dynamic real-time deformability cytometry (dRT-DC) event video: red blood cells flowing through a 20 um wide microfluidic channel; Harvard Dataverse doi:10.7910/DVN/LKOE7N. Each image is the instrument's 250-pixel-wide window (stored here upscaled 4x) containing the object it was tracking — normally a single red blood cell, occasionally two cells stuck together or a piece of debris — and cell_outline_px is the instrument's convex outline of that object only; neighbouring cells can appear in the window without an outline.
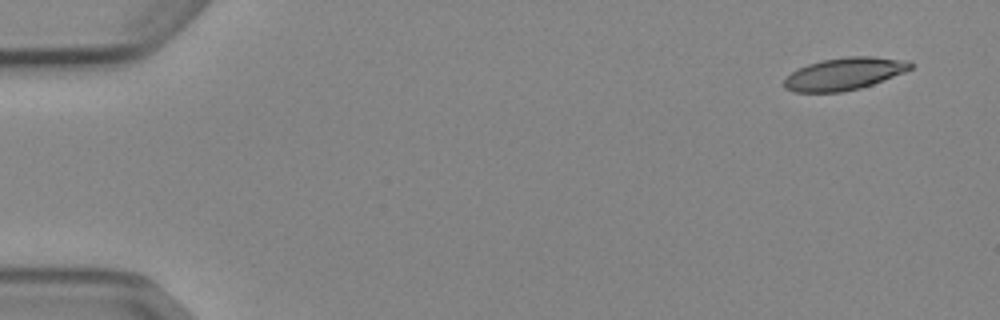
{"species": "Egyptian fruit bat (a non-hibernating species)", "species_latin": "Rousettus aegyptiacus", "temperature_condition": "cold", "stored_images_in_passage": 50, "camera_frame_rate_fps": 3000, "um_per_image_px": 0.085, "animal": {"sex": "female"}, "frame": {"image": 1, "passage_image": 1, "time_ms": 0.0, "image_size_px": [1000, 320], "cell_outline_px": [[916, 64], [912, 68], [904, 72], [872, 84], [860, 88], [840, 92], [792, 92], [784, 88], [784, 80], [792, 72], [808, 64], [820, 60], [848, 56], [872, 56], [908, 60]], "centroid_in_image_um": [71.78, 6.26], "position_along_channel_um": 13.2, "area_um2": 23.81}}
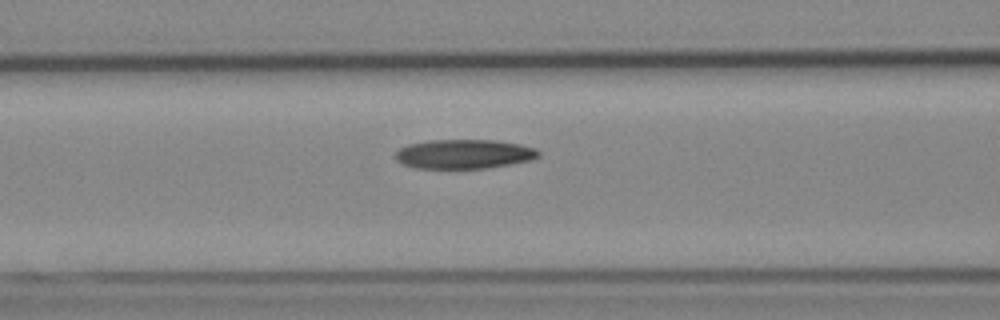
{"frame": {"image": 2, "passage_image": 20, "time_ms": 6.333, "image_size_px": [1000, 320], "cell_outline_px": [[540, 156], [532, 160], [512, 164], [488, 168], [416, 168], [404, 164], [396, 160], [396, 152], [400, 148], [408, 144], [428, 140], [496, 140], [520, 144], [536, 148], [540, 152]], "centroid_in_image_um": [39.48, 13.09], "position_along_channel_um": 127.1, "area_um2": 24.57}}
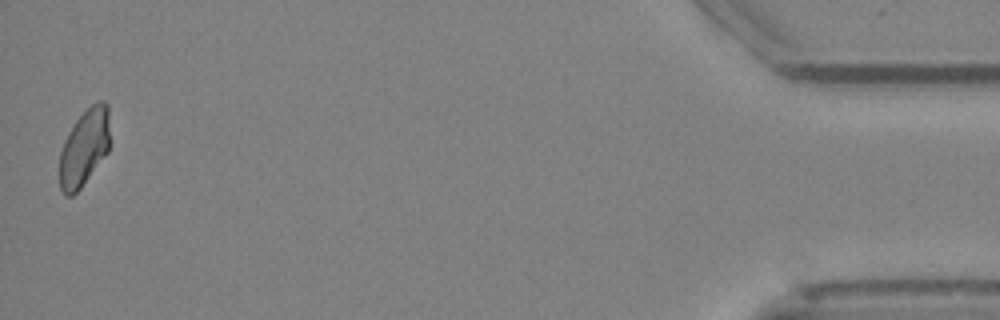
{"frame": {"image": 3, "passage_image": 50, "time_ms": 16.333, "image_size_px": [1000, 320], "cell_outline_px": [[108, 152], [80, 188], [72, 196], [64, 196], [60, 188], [60, 152], [64, 140], [68, 132], [76, 120], [92, 104], [100, 100], [104, 100], [108, 104]], "centroid_in_image_um": [7.14, 12.55], "position_along_channel_um": 428.1, "area_um2": 22.25}, "authors_computed_cell_mechanics": {"area_um2": 24.3338, "velocity_mm_per_s": 3.8744, "shape_relaxation_time_tau1_ms": 9.9912, "shape_relaxation_time_tau2_ms": null, "deformation_change_tau1": 0.1901, "deformation_change_tau2": null}}